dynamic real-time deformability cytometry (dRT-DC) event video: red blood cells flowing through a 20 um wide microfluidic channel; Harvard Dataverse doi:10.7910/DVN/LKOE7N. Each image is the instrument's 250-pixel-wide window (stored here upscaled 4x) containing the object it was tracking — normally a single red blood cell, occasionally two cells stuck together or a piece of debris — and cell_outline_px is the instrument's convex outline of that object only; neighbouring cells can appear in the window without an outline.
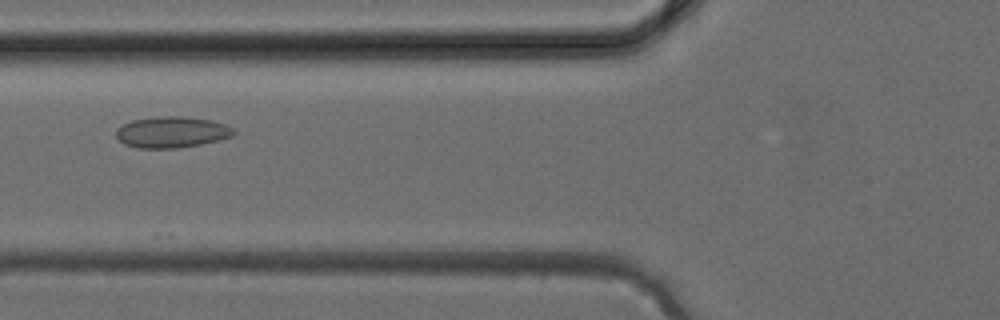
{"species": "common noctule bat (a hibernating species)", "species_latin": "Nyctalus noctula", "temperature_condition": "cold", "stored_images_in_passage": 7, "camera_frame_rate_fps": 3000, "um_per_image_px": 0.085, "animal": {"sex": "female", "body_mass_g": 24.6, "forearm_length_mm": 56.2}, "frame": {"image": 1, "passage_image": 3, "time_ms": 0.667, "image_size_px": [1000, 320], "cell_outline_px": [[236, 132], [232, 136], [200, 144], [180, 148], [136, 148], [124, 144], [116, 136], [116, 128], [132, 120], [156, 116], [180, 116], [212, 120], [224, 124], [232, 128]], "centroid_in_image_um": [14.57, 11.23], "position_along_channel_um": 111.2, "area_um2": 21.33}}
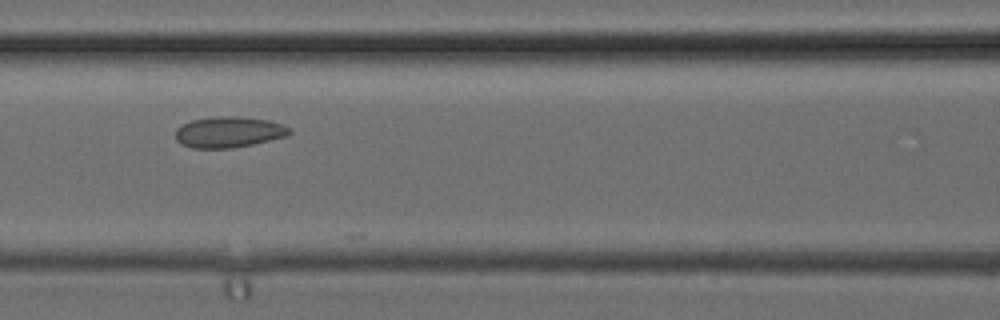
{"frame": {"image": 2, "passage_image": 5, "time_ms": 1.333, "image_size_px": [1000, 320], "cell_outline_px": [[292, 132], [288, 136], [252, 144], [232, 148], [192, 148], [180, 144], [176, 140], [176, 128], [180, 124], [192, 120], [216, 116], [236, 116], [268, 120], [284, 124], [292, 128]], "centroid_in_image_um": [19.45, 11.22], "position_along_channel_um": 147.1, "area_um2": 20.81}}